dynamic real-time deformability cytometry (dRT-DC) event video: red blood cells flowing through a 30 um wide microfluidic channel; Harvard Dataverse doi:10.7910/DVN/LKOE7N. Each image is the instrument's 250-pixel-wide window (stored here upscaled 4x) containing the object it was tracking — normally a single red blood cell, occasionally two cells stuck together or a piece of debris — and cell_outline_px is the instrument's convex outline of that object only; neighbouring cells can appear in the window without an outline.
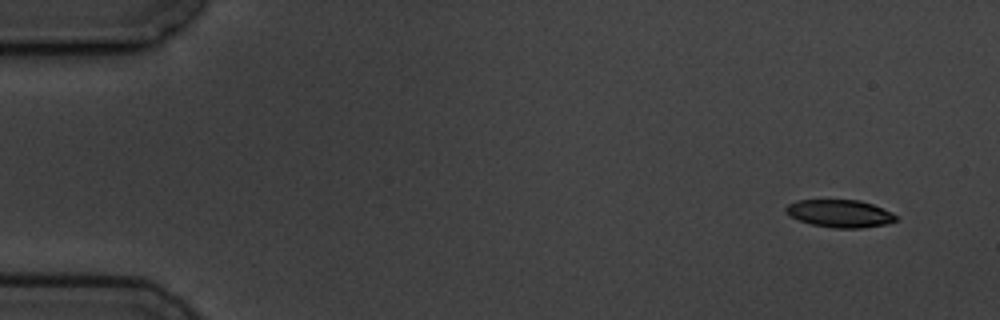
{"species": "common noctule bat (a hibernating species)", "species_latin": "Nyctalus noctula", "temperature_condition": "cold", "stored_images_in_passage": 5, "camera_frame_rate_fps": 3000, "um_per_image_px": 0.085, "animal": {"sex": "male", "body_mass_g": 19.5, "forearm_length_mm": 54.6}, "frame": {"image": 1, "passage_image": 1, "time_ms": 0.0, "image_size_px": [1000, 320], "cell_outline_px": [[900, 216], [896, 220], [884, 224], [860, 228], [832, 228], [812, 224], [800, 220], [784, 212], [784, 208], [788, 204], [796, 200], [860, 200], [872, 204], [892, 212]], "centroid_in_image_um": [71.39, 18.14], "position_along_channel_um": 13.6, "area_um2": 17.69}}